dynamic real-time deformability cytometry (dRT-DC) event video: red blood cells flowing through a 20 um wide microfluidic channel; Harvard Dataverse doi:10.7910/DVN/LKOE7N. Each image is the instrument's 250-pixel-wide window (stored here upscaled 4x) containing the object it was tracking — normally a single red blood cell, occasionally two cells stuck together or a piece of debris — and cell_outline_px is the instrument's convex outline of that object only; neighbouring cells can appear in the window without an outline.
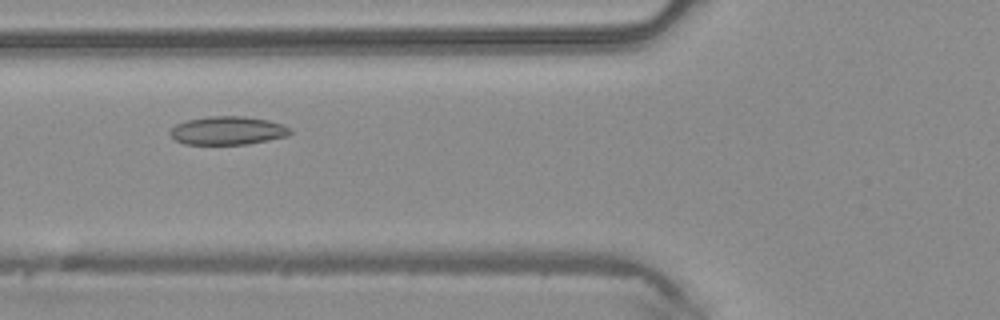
{"species": "common noctule bat (a hibernating species)", "species_latin": "Nyctalus noctula", "temperature_condition": "warm", "stored_images_in_passage": 41, "camera_frame_rate_fps": 3000, "um_per_image_px": 0.085, "animal": {"sex": "male", "body_mass_g": 20.4}, "frame": {"image": 1, "passage_image": 11, "time_ms": 3.333, "image_size_px": [1000, 320], "cell_outline_px": [[292, 132], [288, 136], [268, 140], [244, 144], [184, 144], [176, 140], [168, 132], [176, 124], [188, 120], [208, 116], [244, 116], [268, 120], [292, 128]], "centroid_in_image_um": [19.36, 11.09], "position_along_channel_um": 106.4, "area_um2": 19.77}}
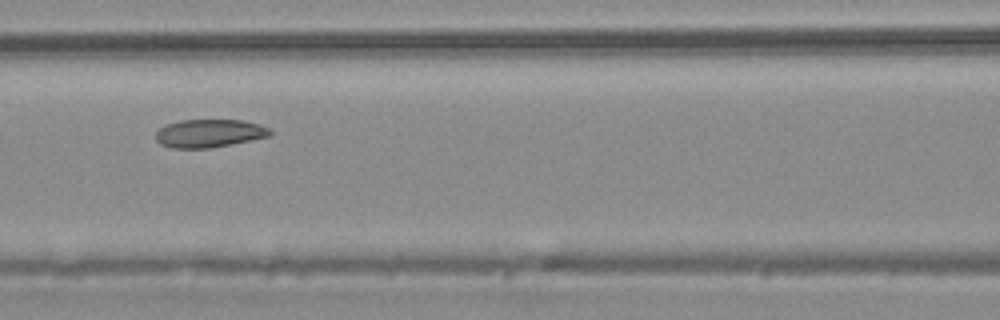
{"frame": {"image": 2, "passage_image": 14, "time_ms": 4.333, "image_size_px": [1000, 320], "cell_outline_px": [[272, 132], [268, 136], [232, 144], [208, 148], [172, 148], [160, 144], [156, 140], [156, 132], [160, 128], [168, 124], [180, 120], [244, 120], [260, 124], [268, 128]], "centroid_in_image_um": [17.77, 11.33], "position_along_channel_um": 148.8, "area_um2": 18.61}}
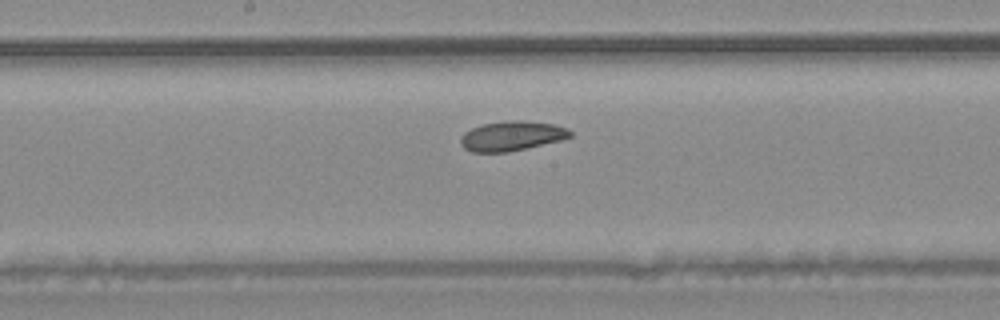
{"frame": {"image": 3, "passage_image": 18, "time_ms": 5.667, "image_size_px": [1000, 320], "cell_outline_px": [[572, 136], [560, 140], [508, 152], [472, 152], [464, 148], [460, 144], [460, 136], [464, 132], [480, 124], [508, 120], [516, 120], [552, 124], [568, 128], [572, 132]], "centroid_in_image_um": [43.45, 11.55], "position_along_channel_um": 204.7, "area_um2": 18.9}}